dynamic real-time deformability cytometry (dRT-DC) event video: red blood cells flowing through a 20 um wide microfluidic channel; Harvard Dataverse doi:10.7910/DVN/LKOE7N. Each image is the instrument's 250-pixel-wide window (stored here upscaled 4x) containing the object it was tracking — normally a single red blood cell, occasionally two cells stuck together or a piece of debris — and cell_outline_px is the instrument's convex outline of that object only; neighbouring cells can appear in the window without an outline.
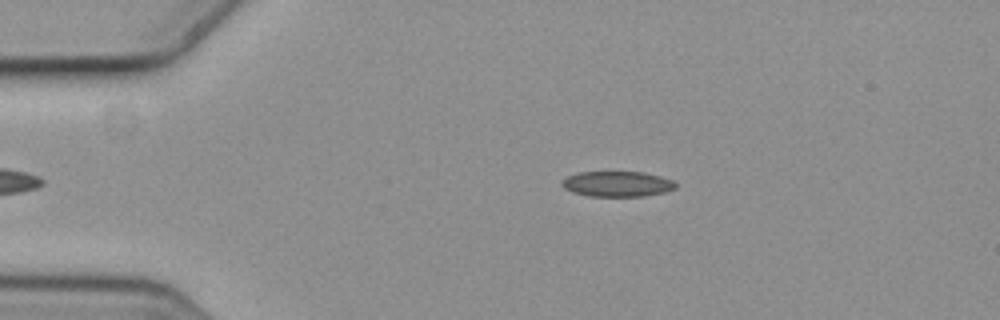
{"species": "common noctule bat (a hibernating species)", "species_latin": "Nyctalus noctula", "temperature_condition": "cold", "stored_images_in_passage": 2, "camera_frame_rate_fps": 3000, "um_per_image_px": 0.085, "animal": {"sex": "female", "body_mass_g": 19.3, "forearm_length_mm": 54.1}, "frame": {"image": 1, "passage_image": 1, "time_ms": 0.0, "image_size_px": [1000, 320], "cell_outline_px": [[676, 188], [664, 192], [640, 196], [588, 196], [572, 192], [564, 188], [560, 184], [568, 176], [580, 172], [644, 172], [660, 176], [672, 180], [676, 184]], "centroid_in_image_um": [52.46, 15.63], "position_along_channel_um": 32.5, "area_um2": 16.7}}